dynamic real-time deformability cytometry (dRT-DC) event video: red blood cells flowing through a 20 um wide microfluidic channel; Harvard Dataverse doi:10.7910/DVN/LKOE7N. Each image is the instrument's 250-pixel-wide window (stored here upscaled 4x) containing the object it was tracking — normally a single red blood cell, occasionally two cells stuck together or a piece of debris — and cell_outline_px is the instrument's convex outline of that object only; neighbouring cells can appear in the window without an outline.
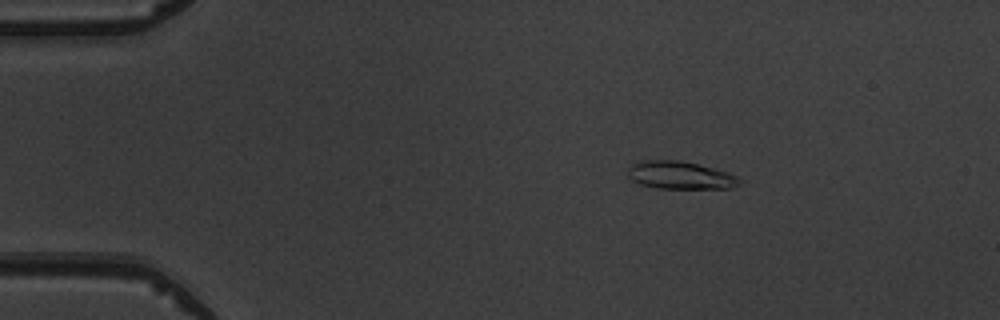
{"species": "common noctule bat (a hibernating species)", "species_latin": "Nyctalus noctula", "temperature_condition": "warm", "stored_images_in_passage": 4, "camera_frame_rate_fps": 3000, "um_per_image_px": 0.085, "animal": {"sex": "male", "body_mass_g": 19.5, "forearm_length_mm": 54.6}, "frame": {"image": 1, "passage_image": 2, "time_ms": 1.333, "image_size_px": [1000, 320], "cell_outline_px": [[744, 180], [740, 184], [732, 188], [656, 188], [640, 184], [632, 180], [628, 176], [628, 168], [632, 164], [640, 160], [680, 160], [728, 172], [740, 176]], "centroid_in_image_um": [57.85, 14.9], "position_along_channel_um": 27.2, "area_um2": 18.21}}